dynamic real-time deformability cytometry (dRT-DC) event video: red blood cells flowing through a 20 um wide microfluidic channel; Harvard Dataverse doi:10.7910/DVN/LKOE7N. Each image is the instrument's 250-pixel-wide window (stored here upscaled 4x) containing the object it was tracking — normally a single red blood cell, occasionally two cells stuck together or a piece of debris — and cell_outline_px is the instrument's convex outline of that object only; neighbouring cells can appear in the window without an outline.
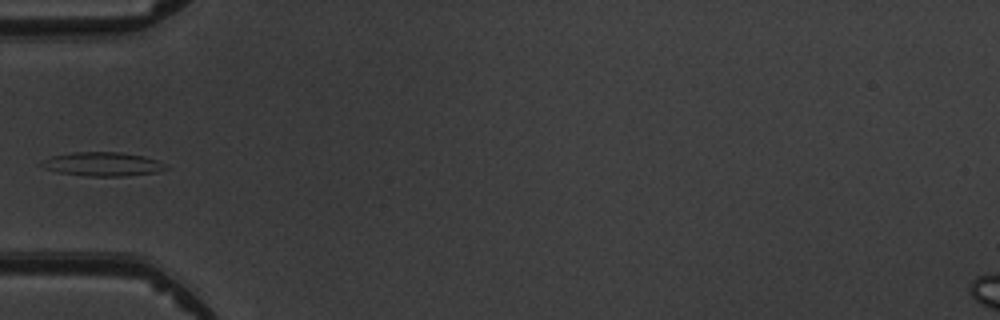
{"species": "common noctule bat (a hibernating species)", "species_latin": "Nyctalus noctula", "temperature_condition": "warm", "stored_images_in_passage": 5, "camera_frame_rate_fps": 3000, "um_per_image_px": 0.085, "animal": {"sex": "male", "body_mass_g": 19.5, "forearm_length_mm": 54.6}, "frame": {"image": 1, "passage_image": 4, "time_ms": 4.333, "image_size_px": [1000, 320], "cell_outline_px": [[168, 168], [156, 172], [124, 176], [88, 176], [60, 172], [44, 168], [36, 164], [52, 156], [72, 152], [120, 152], [144, 156], [156, 160], [164, 164]], "centroid_in_image_um": [8.69, 13.94], "position_along_channel_um": 76.3, "area_um2": 17.17}}
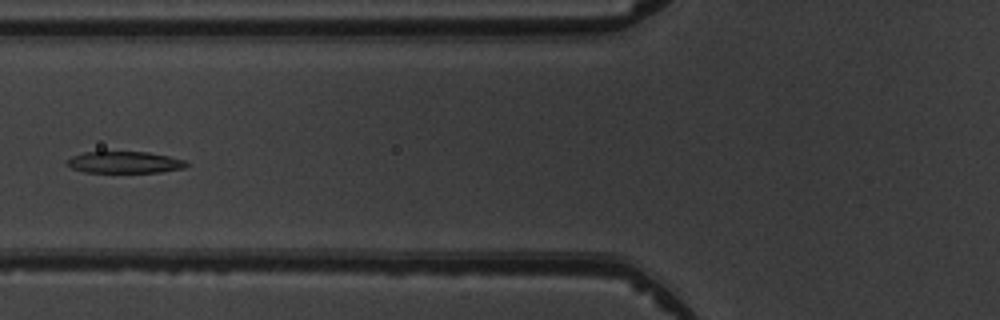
{"frame": {"image": 2, "passage_image": 5, "time_ms": 5.333, "image_size_px": [1000, 320], "cell_outline_px": [[188, 164], [184, 168], [160, 172], [84, 172], [72, 168], [64, 164], [64, 160], [72, 156], [84, 152], [148, 152], [168, 156], [184, 160]], "centroid_in_image_um": [10.53, 13.8], "position_along_channel_um": 115.3, "area_um2": 15.09}}